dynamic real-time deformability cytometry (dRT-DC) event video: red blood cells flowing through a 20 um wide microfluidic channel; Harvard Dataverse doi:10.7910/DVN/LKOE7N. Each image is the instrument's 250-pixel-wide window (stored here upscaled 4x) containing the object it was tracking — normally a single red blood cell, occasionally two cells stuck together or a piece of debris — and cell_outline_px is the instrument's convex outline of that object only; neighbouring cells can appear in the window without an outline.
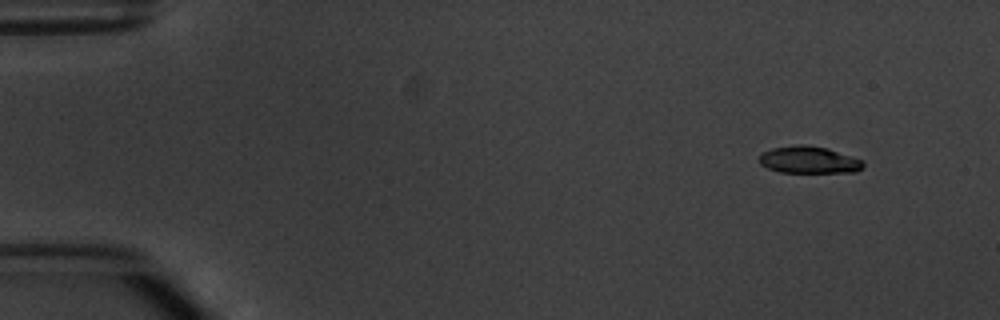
{"species": "common noctule bat (a hibernating species)", "species_latin": "Nyctalus noctula", "temperature_condition": "warm", "stored_images_in_passage": 4, "camera_frame_rate_fps": 3000, "um_per_image_px": 0.085, "animal": {"sex": "male", "body_mass_g": 20.1, "forearm_length_mm": 53.5}, "frame": {"image": 1, "passage_image": 1, "time_ms": 0.0, "image_size_px": [1000, 320], "cell_outline_px": [[864, 164], [856, 172], [780, 172], [768, 168], [760, 164], [760, 156], [764, 152], [772, 148], [800, 144], [804, 144], [828, 148], [864, 160]], "centroid_in_image_um": [68.78, 13.58], "position_along_channel_um": 16.2, "area_um2": 16.3}}
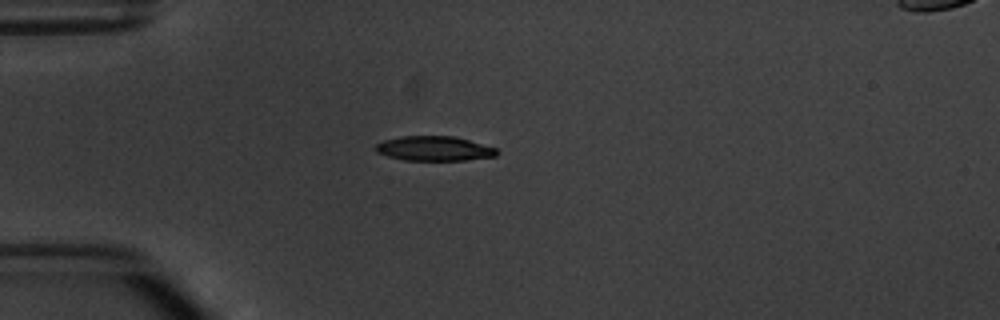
{"frame": {"image": 2, "passage_image": 4, "time_ms": 3.333, "image_size_px": [1000, 320], "cell_outline_px": [[500, 152], [496, 156], [464, 160], [404, 160], [388, 156], [376, 152], [372, 148], [376, 144], [384, 140], [400, 136], [452, 136], [468, 140], [496, 148]], "centroid_in_image_um": [36.87, 12.62], "position_along_channel_um": 48.1, "area_um2": 17.4}}